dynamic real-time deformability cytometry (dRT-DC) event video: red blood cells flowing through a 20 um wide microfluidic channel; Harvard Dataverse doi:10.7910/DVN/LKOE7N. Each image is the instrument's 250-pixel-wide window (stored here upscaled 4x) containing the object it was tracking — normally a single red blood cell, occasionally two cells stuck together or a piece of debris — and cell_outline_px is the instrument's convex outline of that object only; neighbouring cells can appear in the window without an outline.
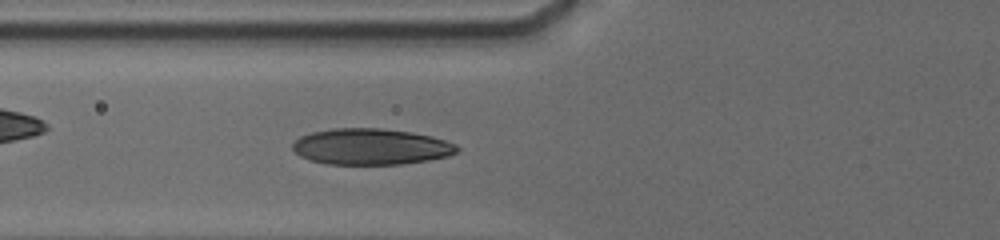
{"species": "human", "species_latin": "Homo sapiens", "temperature_condition": "cold", "stored_images_in_passage": 73, "camera_frame_rate_fps": 3000, "um_per_image_px": 0.085, "donor": {"sex": "male"}, "frame": {"image": 1, "passage_image": 30, "time_ms": 7.667, "image_size_px": [1000, 240], "cell_outline_px": [[460, 148], [456, 152], [448, 156], [428, 160], [400, 164], [328, 164], [308, 160], [300, 156], [292, 148], [292, 144], [300, 136], [312, 132], [336, 128], [380, 128], [412, 132], [432, 136], [456, 144]], "centroid_in_image_um": [31.52, 12.46], "position_along_channel_um": 94.3, "area_um2": 34.62}}
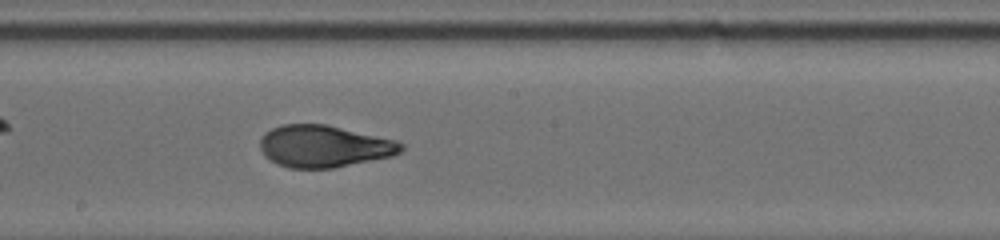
{"frame": {"image": 2, "passage_image": 43, "time_ms": 11.0, "image_size_px": [1000, 240], "cell_outline_px": [[404, 148], [400, 152], [392, 156], [332, 168], [288, 168], [276, 164], [264, 156], [260, 148], [260, 140], [264, 132], [272, 128], [284, 124], [328, 124], [396, 140], [404, 144]], "centroid_in_image_um": [27.52, 12.43], "position_along_channel_um": 220.7, "area_um2": 34.68}}
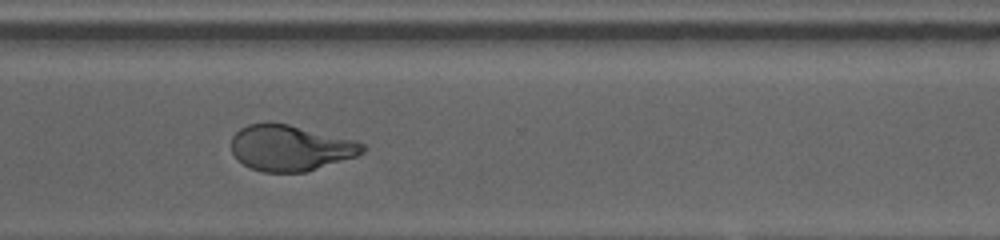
{"frame": {"image": 3, "passage_image": 62, "time_ms": 14.333, "image_size_px": [1000, 240], "cell_outline_px": [[364, 152], [356, 156], [304, 172], [264, 172], [252, 168], [244, 164], [232, 152], [232, 136], [240, 128], [248, 124], [288, 124], [356, 140], [364, 144]], "centroid_in_image_um": [24.7, 12.57], "position_along_channel_um": 345.9, "area_um2": 34.45}, "authors_computed_cell_mechanics": {"area_um2": 34.4488, "velocity_mm_per_s": 3.7734, "shape_relaxation_time_tau1_ms": 4.5537, "shape_relaxation_time_tau2_ms": 1.167, "deformation_change_tau1": 0.1749, "deformation_change_tau2": 0.0788}}